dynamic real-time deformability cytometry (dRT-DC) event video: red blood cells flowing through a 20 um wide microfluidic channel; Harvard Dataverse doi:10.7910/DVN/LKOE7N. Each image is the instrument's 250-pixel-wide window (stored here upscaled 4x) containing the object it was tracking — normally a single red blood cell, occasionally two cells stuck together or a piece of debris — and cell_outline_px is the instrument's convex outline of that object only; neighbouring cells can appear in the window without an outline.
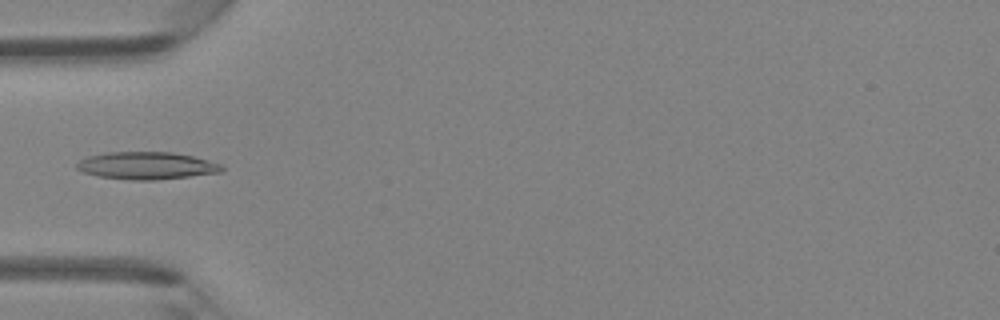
{"species": "Egyptian fruit bat (a non-hibernating species)", "species_latin": "Rousettus aegyptiacus", "temperature_condition": "room temperature", "stored_images_in_passage": 5, "camera_frame_rate_fps": 3000, "um_per_image_px": 0.085, "animal": {"sex": "female"}, "frame": {"image": 1, "passage_image": 5, "time_ms": 4.667, "image_size_px": [1000, 320], "cell_outline_px": [[224, 172], [156, 180], [132, 180], [100, 176], [84, 172], [76, 168], [76, 164], [80, 160], [88, 156], [104, 152], [172, 152], [192, 156], [208, 160], [220, 164], [224, 168]], "centroid_in_image_um": [12.48, 14.07], "position_along_channel_um": 72.5, "area_um2": 23.12}}